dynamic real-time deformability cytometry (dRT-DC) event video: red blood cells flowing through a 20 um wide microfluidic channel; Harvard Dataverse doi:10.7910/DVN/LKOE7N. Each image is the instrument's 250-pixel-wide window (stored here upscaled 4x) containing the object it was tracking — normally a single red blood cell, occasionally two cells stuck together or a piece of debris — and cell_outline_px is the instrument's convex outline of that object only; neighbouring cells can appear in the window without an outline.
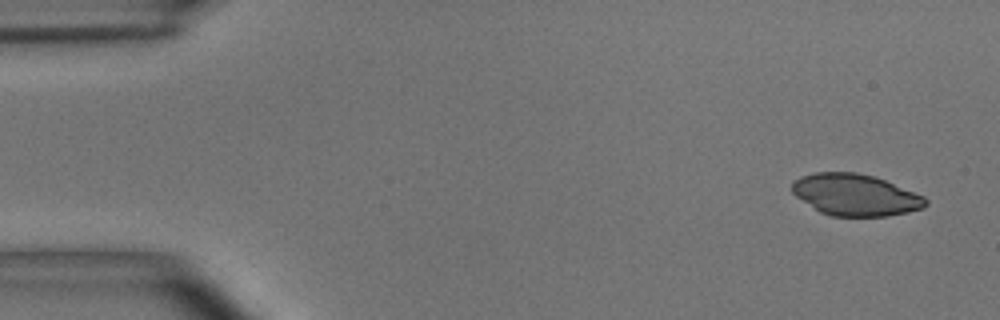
{"species": "common noctule bat (a hibernating species)", "species_latin": "Nyctalus noctula", "temperature_condition": "room temperature", "stored_images_in_passage": 5, "camera_frame_rate_fps": 3000, "um_per_image_px": 0.085, "animal": {"sex": "male", "body_mass_g": 15.6}, "frame": {"image": 1, "passage_image": 1, "time_ms": 0.0, "image_size_px": [1000, 320], "cell_outline_px": [[928, 204], [924, 208], [908, 212], [888, 216], [832, 216], [820, 212], [796, 196], [792, 192], [792, 180], [800, 176], [816, 172], [856, 172], [872, 176], [884, 180], [924, 196], [928, 200]], "centroid_in_image_um": [72.7, 16.56], "position_along_channel_um": 12.3, "area_um2": 32.37}}